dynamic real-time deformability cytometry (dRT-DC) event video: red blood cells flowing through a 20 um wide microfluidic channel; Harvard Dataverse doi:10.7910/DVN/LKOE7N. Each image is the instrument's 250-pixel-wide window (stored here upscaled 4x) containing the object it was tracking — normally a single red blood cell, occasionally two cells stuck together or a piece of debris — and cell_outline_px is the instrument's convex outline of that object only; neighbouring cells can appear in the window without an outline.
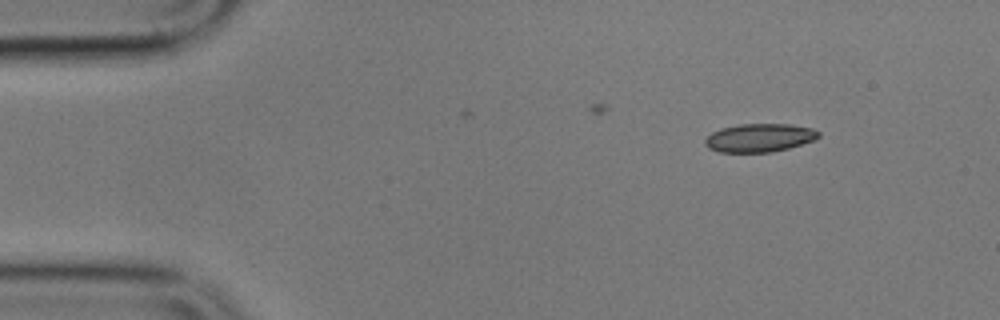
{"species": "common noctule bat (a hibernating species)", "species_latin": "Nyctalus noctula", "temperature_condition": "cold", "stored_images_in_passage": 8, "camera_frame_rate_fps": 3000, "um_per_image_px": 0.085, "animal": {"sex": "male", "body_mass_g": 17.9}, "frame": {"image": 1, "passage_image": 1, "time_ms": 0.0, "image_size_px": [1000, 320], "cell_outline_px": [[820, 136], [812, 140], [788, 148], [772, 152], [720, 152], [708, 148], [704, 144], [704, 140], [712, 132], [720, 128], [740, 124], [792, 124], [812, 128], [820, 132]], "centroid_in_image_um": [64.53, 11.7], "position_along_channel_um": 20.5, "area_um2": 18.73}}
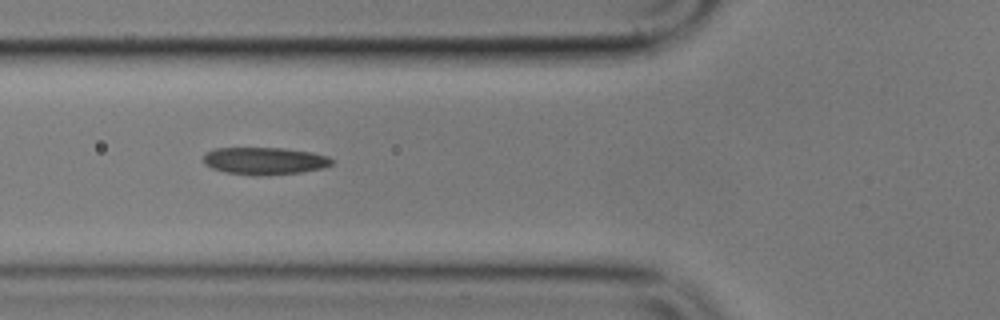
{"frame": {"image": 2, "passage_image": 5, "time_ms": 4.667, "image_size_px": [1000, 320], "cell_outline_px": [[332, 164], [324, 168], [300, 172], [264, 176], [252, 176], [224, 172], [212, 168], [204, 164], [204, 152], [216, 148], [284, 148], [312, 152], [328, 156], [332, 160]], "centroid_in_image_um": [22.47, 13.68], "position_along_channel_um": 103.3, "area_um2": 20.69}}
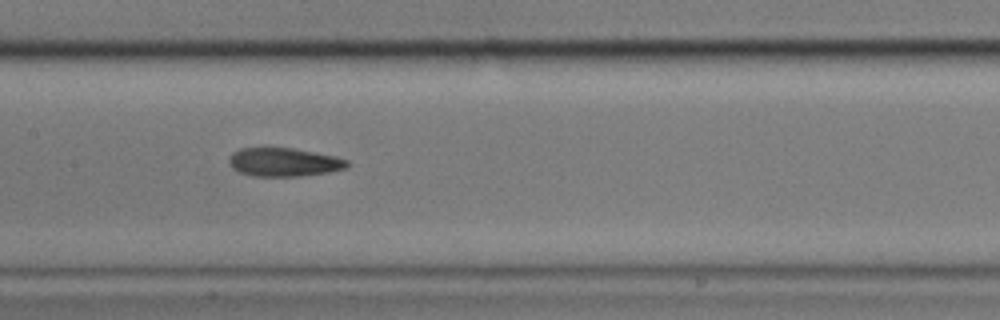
{"frame": {"image": 3, "passage_image": 7, "time_ms": 7.0, "image_size_px": [1000, 320], "cell_outline_px": [[348, 168], [328, 172], [300, 176], [252, 176], [240, 172], [232, 168], [228, 164], [228, 160], [232, 152], [240, 148], [292, 148], [336, 156], [348, 160]], "centroid_in_image_um": [24.12, 13.78], "position_along_channel_um": 183.3, "area_um2": 19.71}}